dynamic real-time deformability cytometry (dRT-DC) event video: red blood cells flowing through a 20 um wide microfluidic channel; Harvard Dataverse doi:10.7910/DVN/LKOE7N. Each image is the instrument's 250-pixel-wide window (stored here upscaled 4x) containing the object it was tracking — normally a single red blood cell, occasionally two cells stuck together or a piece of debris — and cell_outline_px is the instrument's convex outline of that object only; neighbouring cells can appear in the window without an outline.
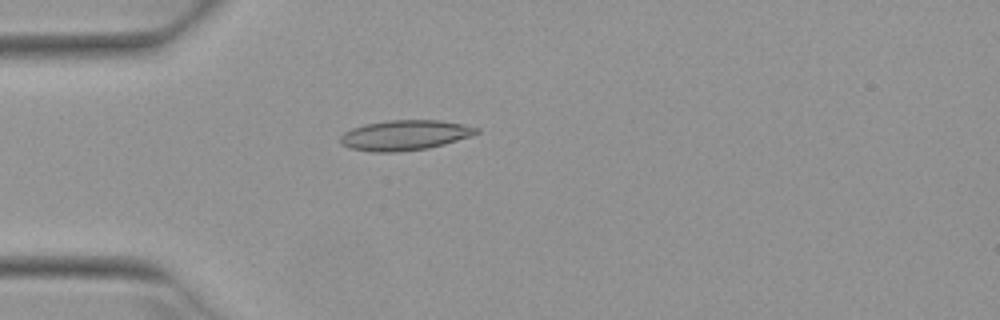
{"species": "Egyptian fruit bat (a non-hibernating species)", "species_latin": "Rousettus aegyptiacus", "temperature_condition": "warm", "stored_images_in_passage": 42, "camera_frame_rate_fps": 3000, "um_per_image_px": 0.085, "animal": {"sex": "female"}, "frame": {"image": 1, "passage_image": 5, "time_ms": 1.333, "image_size_px": [1000, 320], "cell_outline_px": [[480, 132], [472, 136], [444, 144], [428, 148], [396, 152], [372, 152], [352, 148], [340, 144], [340, 136], [344, 132], [352, 128], [364, 124], [388, 120], [440, 120], [480, 128]], "centroid_in_image_um": [34.41, 11.49], "position_along_channel_um": 50.6, "area_um2": 23.93}}
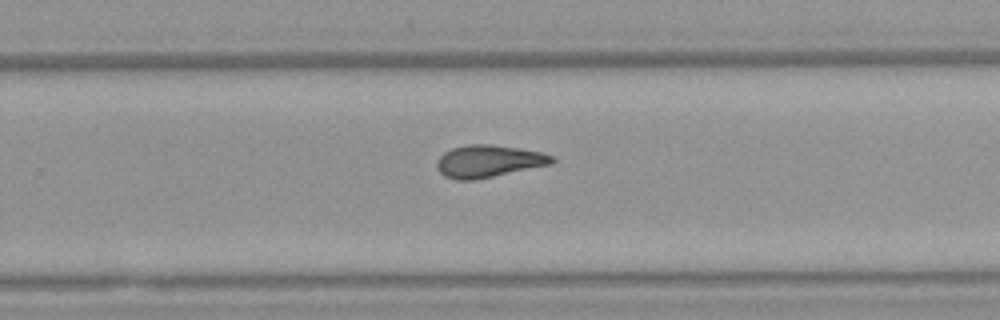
{"frame": {"image": 2, "passage_image": 24, "time_ms": 7.667, "image_size_px": [1000, 320], "cell_outline_px": [[556, 160], [552, 164], [472, 180], [456, 180], [444, 176], [436, 168], [436, 160], [444, 152], [452, 148], [468, 144], [492, 144], [520, 148], [540, 152], [552, 156]], "centroid_in_image_um": [41.49, 13.69], "position_along_channel_um": 288.3, "area_um2": 21.62}}
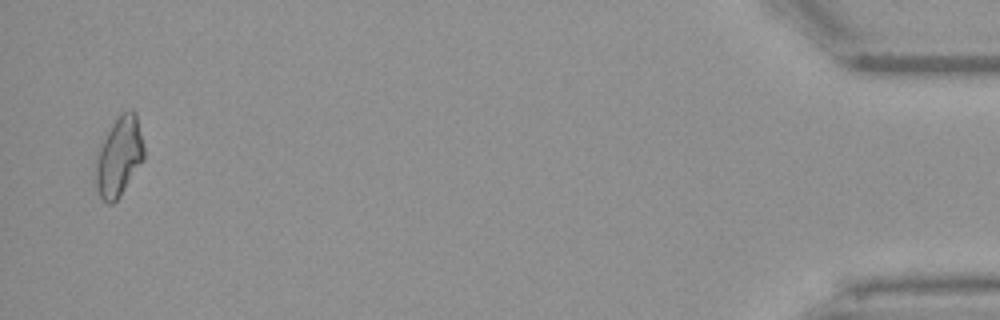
{"frame": {"image": 3, "passage_image": 41, "time_ms": 13.333, "image_size_px": [1000, 320], "cell_outline_px": [[144, 160], [120, 196], [112, 204], [108, 204], [100, 196], [96, 184], [96, 164], [100, 148], [104, 136], [120, 112], [128, 108], [132, 108], [136, 112], [144, 144]], "centroid_in_image_um": [10.16, 13.25], "position_along_channel_um": 425.0, "area_um2": 22.37}, "authors_computed_cell_mechanics": {"area_um2": 21.4727, "velocity_mm_per_s": 3.9446, "shape_relaxation_time_tau1_ms": 8.76, "shape_relaxation_time_tau2_ms": 2.4415, "deformation_change_tau1": 0.2011, "deformation_change_tau2": 0.0964}}